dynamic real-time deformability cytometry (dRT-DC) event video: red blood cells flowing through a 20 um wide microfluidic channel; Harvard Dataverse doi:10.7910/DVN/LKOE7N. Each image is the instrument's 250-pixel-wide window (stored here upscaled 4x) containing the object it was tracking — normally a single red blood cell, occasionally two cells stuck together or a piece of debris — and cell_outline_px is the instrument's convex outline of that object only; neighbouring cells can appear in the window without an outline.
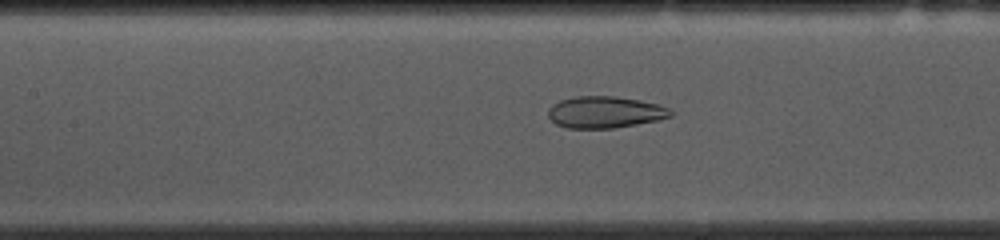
{"species": "common noctule bat (a hibernating species)", "species_latin": "Nyctalus noctula", "temperature_condition": "cold", "stored_images_in_passage": 52, "camera_frame_rate_fps": 3000, "um_per_image_px": 0.085, "animal": {"sex": "female", "body_mass_g": 10.0, "forearm_length_mm": 53.1}, "frame": {"image": 1, "passage_image": 22, "time_ms": 7.0, "image_size_px": [1000, 240], "cell_outline_px": [[676, 112], [672, 116], [656, 120], [636, 124], [612, 128], [568, 128], [556, 124], [548, 116], [548, 108], [552, 104], [560, 100], [576, 96], [616, 96], [640, 100], [660, 104]], "centroid_in_image_um": [51.44, 9.52], "position_along_channel_um": 156.0, "area_um2": 22.72}}
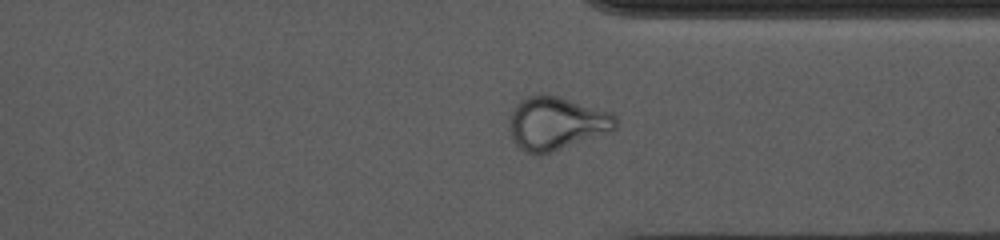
{"frame": {"image": 2, "passage_image": 39, "time_ms": 12.667, "image_size_px": [1000, 240], "cell_outline_px": [[616, 128], [612, 132], [540, 156], [532, 156], [524, 152], [516, 144], [512, 136], [508, 124], [508, 120], [516, 104], [520, 100], [528, 96], [556, 96], [608, 112], [616, 116]], "centroid_in_image_um": [47.26, 10.54], "position_along_channel_um": 364.1, "area_um2": 32.77}}
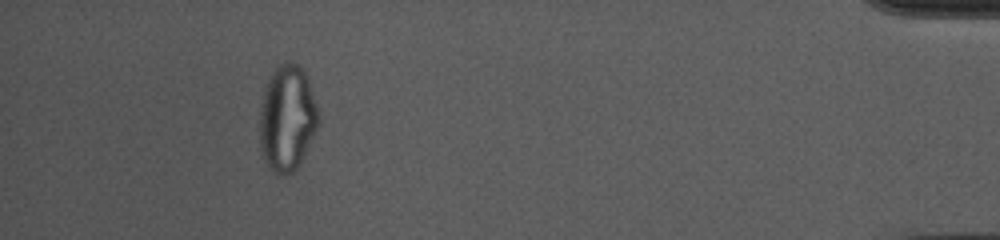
{"frame": {"image": 3, "passage_image": 48, "time_ms": 15.667, "image_size_px": [1000, 240], "cell_outline_px": [[320, 120], [300, 164], [292, 172], [280, 176], [268, 168], [264, 160], [260, 148], [260, 112], [264, 92], [268, 80], [276, 64], [284, 60], [292, 60], [300, 64], [308, 80], [320, 116]], "centroid_in_image_um": [24.4, 10.02], "position_along_channel_um": 410.8, "area_um2": 36.53}, "authors_computed_cell_mechanics": {"area_um2": 29.4491, "velocity_mm_per_s": 3.7089, "shape_relaxation_time_tau1_ms": null, "shape_relaxation_time_tau2_ms": 1.8284, "deformation_change_tau1": null, "deformation_change_tau2": 0.0857}}